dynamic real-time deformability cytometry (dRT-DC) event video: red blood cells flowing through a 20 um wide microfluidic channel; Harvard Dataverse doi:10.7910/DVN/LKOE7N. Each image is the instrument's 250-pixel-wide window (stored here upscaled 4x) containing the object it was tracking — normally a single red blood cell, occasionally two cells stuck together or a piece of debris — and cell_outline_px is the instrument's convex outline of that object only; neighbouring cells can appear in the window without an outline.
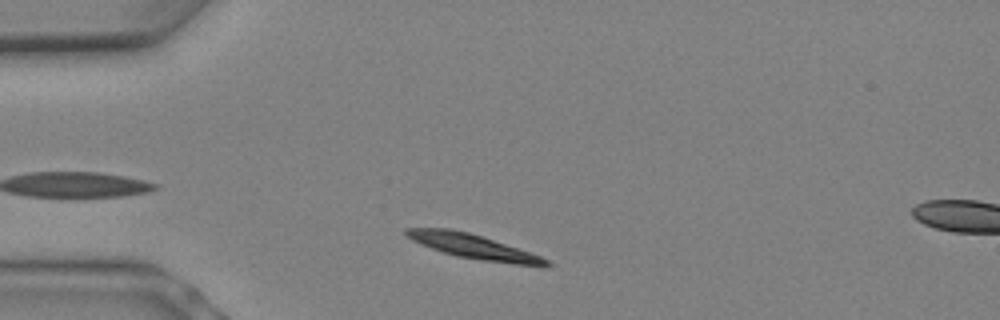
{"species": "Egyptian fruit bat (a non-hibernating species)", "species_latin": "Rousettus aegyptiacus", "temperature_condition": "warm", "stored_images_in_passage": 2, "camera_frame_rate_fps": 3000, "um_per_image_px": 0.085, "animal": {"sex": "female"}, "frame": {"image": 1, "passage_image": 1, "time_ms": 0.0, "image_size_px": [1000, 320], "cell_outline_px": [[552, 264], [548, 268], [544, 268], [480, 260], [456, 256], [420, 244], [412, 240], [404, 232], [404, 228], [448, 228], [468, 232], [540, 256], [548, 260]], "centroid_in_image_um": [40.28, 20.98], "position_along_channel_um": 44.7, "area_um2": 19.77}}